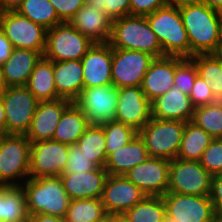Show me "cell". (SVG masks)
<instances>
[{
    "label": "cell",
    "instance_id": "cell-1",
    "mask_svg": "<svg viewBox=\"0 0 222 222\" xmlns=\"http://www.w3.org/2000/svg\"><path fill=\"white\" fill-rule=\"evenodd\" d=\"M190 44V58L211 54L220 43L222 13L202 2L179 6Z\"/></svg>",
    "mask_w": 222,
    "mask_h": 222
},
{
    "label": "cell",
    "instance_id": "cell-2",
    "mask_svg": "<svg viewBox=\"0 0 222 222\" xmlns=\"http://www.w3.org/2000/svg\"><path fill=\"white\" fill-rule=\"evenodd\" d=\"M109 44L112 48L138 50L154 58L163 57L161 44L145 16L127 15L114 19Z\"/></svg>",
    "mask_w": 222,
    "mask_h": 222
},
{
    "label": "cell",
    "instance_id": "cell-3",
    "mask_svg": "<svg viewBox=\"0 0 222 222\" xmlns=\"http://www.w3.org/2000/svg\"><path fill=\"white\" fill-rule=\"evenodd\" d=\"M24 190L29 215L48 214L65 217L70 198L60 177L28 178Z\"/></svg>",
    "mask_w": 222,
    "mask_h": 222
},
{
    "label": "cell",
    "instance_id": "cell-4",
    "mask_svg": "<svg viewBox=\"0 0 222 222\" xmlns=\"http://www.w3.org/2000/svg\"><path fill=\"white\" fill-rule=\"evenodd\" d=\"M145 17L161 44L163 56L190 58V44L178 6L165 5Z\"/></svg>",
    "mask_w": 222,
    "mask_h": 222
},
{
    "label": "cell",
    "instance_id": "cell-5",
    "mask_svg": "<svg viewBox=\"0 0 222 222\" xmlns=\"http://www.w3.org/2000/svg\"><path fill=\"white\" fill-rule=\"evenodd\" d=\"M31 142L26 135L0 138V186H21L29 178Z\"/></svg>",
    "mask_w": 222,
    "mask_h": 222
},
{
    "label": "cell",
    "instance_id": "cell-6",
    "mask_svg": "<svg viewBox=\"0 0 222 222\" xmlns=\"http://www.w3.org/2000/svg\"><path fill=\"white\" fill-rule=\"evenodd\" d=\"M186 122L151 118L138 132L150 157L177 158Z\"/></svg>",
    "mask_w": 222,
    "mask_h": 222
},
{
    "label": "cell",
    "instance_id": "cell-7",
    "mask_svg": "<svg viewBox=\"0 0 222 222\" xmlns=\"http://www.w3.org/2000/svg\"><path fill=\"white\" fill-rule=\"evenodd\" d=\"M93 44L69 22H62L47 30L43 57L51 61L81 60Z\"/></svg>",
    "mask_w": 222,
    "mask_h": 222
},
{
    "label": "cell",
    "instance_id": "cell-8",
    "mask_svg": "<svg viewBox=\"0 0 222 222\" xmlns=\"http://www.w3.org/2000/svg\"><path fill=\"white\" fill-rule=\"evenodd\" d=\"M212 178L200 161L175 158L170 160L167 192L210 196Z\"/></svg>",
    "mask_w": 222,
    "mask_h": 222
},
{
    "label": "cell",
    "instance_id": "cell-9",
    "mask_svg": "<svg viewBox=\"0 0 222 222\" xmlns=\"http://www.w3.org/2000/svg\"><path fill=\"white\" fill-rule=\"evenodd\" d=\"M6 115V134L26 135L39 101L26 86H9L1 96Z\"/></svg>",
    "mask_w": 222,
    "mask_h": 222
},
{
    "label": "cell",
    "instance_id": "cell-10",
    "mask_svg": "<svg viewBox=\"0 0 222 222\" xmlns=\"http://www.w3.org/2000/svg\"><path fill=\"white\" fill-rule=\"evenodd\" d=\"M0 29L14 48L44 53L47 29L20 15L17 11H4Z\"/></svg>",
    "mask_w": 222,
    "mask_h": 222
},
{
    "label": "cell",
    "instance_id": "cell-11",
    "mask_svg": "<svg viewBox=\"0 0 222 222\" xmlns=\"http://www.w3.org/2000/svg\"><path fill=\"white\" fill-rule=\"evenodd\" d=\"M155 58L138 50L112 48V84L117 88L141 86Z\"/></svg>",
    "mask_w": 222,
    "mask_h": 222
},
{
    "label": "cell",
    "instance_id": "cell-12",
    "mask_svg": "<svg viewBox=\"0 0 222 222\" xmlns=\"http://www.w3.org/2000/svg\"><path fill=\"white\" fill-rule=\"evenodd\" d=\"M118 89L113 85L83 88L75 104L84 112L90 125L115 120Z\"/></svg>",
    "mask_w": 222,
    "mask_h": 222
},
{
    "label": "cell",
    "instance_id": "cell-13",
    "mask_svg": "<svg viewBox=\"0 0 222 222\" xmlns=\"http://www.w3.org/2000/svg\"><path fill=\"white\" fill-rule=\"evenodd\" d=\"M69 146L53 140L31 143L29 177H60L68 161Z\"/></svg>",
    "mask_w": 222,
    "mask_h": 222
},
{
    "label": "cell",
    "instance_id": "cell-14",
    "mask_svg": "<svg viewBox=\"0 0 222 222\" xmlns=\"http://www.w3.org/2000/svg\"><path fill=\"white\" fill-rule=\"evenodd\" d=\"M162 198L166 214L175 222H211L216 213L210 196L167 192Z\"/></svg>",
    "mask_w": 222,
    "mask_h": 222
},
{
    "label": "cell",
    "instance_id": "cell-15",
    "mask_svg": "<svg viewBox=\"0 0 222 222\" xmlns=\"http://www.w3.org/2000/svg\"><path fill=\"white\" fill-rule=\"evenodd\" d=\"M170 160L149 157L144 163L129 170L125 176L146 196H163L168 190Z\"/></svg>",
    "mask_w": 222,
    "mask_h": 222
},
{
    "label": "cell",
    "instance_id": "cell-16",
    "mask_svg": "<svg viewBox=\"0 0 222 222\" xmlns=\"http://www.w3.org/2000/svg\"><path fill=\"white\" fill-rule=\"evenodd\" d=\"M152 118L151 101L145 96L141 86L118 89L115 120L140 131Z\"/></svg>",
    "mask_w": 222,
    "mask_h": 222
},
{
    "label": "cell",
    "instance_id": "cell-17",
    "mask_svg": "<svg viewBox=\"0 0 222 222\" xmlns=\"http://www.w3.org/2000/svg\"><path fill=\"white\" fill-rule=\"evenodd\" d=\"M145 197L146 194L125 175H108L101 201L106 213L123 214Z\"/></svg>",
    "mask_w": 222,
    "mask_h": 222
},
{
    "label": "cell",
    "instance_id": "cell-18",
    "mask_svg": "<svg viewBox=\"0 0 222 222\" xmlns=\"http://www.w3.org/2000/svg\"><path fill=\"white\" fill-rule=\"evenodd\" d=\"M81 62L84 88L112 84V47L109 43H94Z\"/></svg>",
    "mask_w": 222,
    "mask_h": 222
},
{
    "label": "cell",
    "instance_id": "cell-19",
    "mask_svg": "<svg viewBox=\"0 0 222 222\" xmlns=\"http://www.w3.org/2000/svg\"><path fill=\"white\" fill-rule=\"evenodd\" d=\"M60 98L53 101H39L26 137L31 143L52 140L63 111L71 104Z\"/></svg>",
    "mask_w": 222,
    "mask_h": 222
},
{
    "label": "cell",
    "instance_id": "cell-20",
    "mask_svg": "<svg viewBox=\"0 0 222 222\" xmlns=\"http://www.w3.org/2000/svg\"><path fill=\"white\" fill-rule=\"evenodd\" d=\"M108 172L104 168L92 171L61 174L60 179L70 200L101 199Z\"/></svg>",
    "mask_w": 222,
    "mask_h": 222
},
{
    "label": "cell",
    "instance_id": "cell-21",
    "mask_svg": "<svg viewBox=\"0 0 222 222\" xmlns=\"http://www.w3.org/2000/svg\"><path fill=\"white\" fill-rule=\"evenodd\" d=\"M194 106L189 96L178 87H171L168 92L151 101V116L156 119L192 121Z\"/></svg>",
    "mask_w": 222,
    "mask_h": 222
},
{
    "label": "cell",
    "instance_id": "cell-22",
    "mask_svg": "<svg viewBox=\"0 0 222 222\" xmlns=\"http://www.w3.org/2000/svg\"><path fill=\"white\" fill-rule=\"evenodd\" d=\"M68 22L93 43L110 41L113 20L96 7L85 4Z\"/></svg>",
    "mask_w": 222,
    "mask_h": 222
},
{
    "label": "cell",
    "instance_id": "cell-23",
    "mask_svg": "<svg viewBox=\"0 0 222 222\" xmlns=\"http://www.w3.org/2000/svg\"><path fill=\"white\" fill-rule=\"evenodd\" d=\"M174 77L175 56L155 58L144 75L142 91L150 101H153L174 86Z\"/></svg>",
    "mask_w": 222,
    "mask_h": 222
},
{
    "label": "cell",
    "instance_id": "cell-24",
    "mask_svg": "<svg viewBox=\"0 0 222 222\" xmlns=\"http://www.w3.org/2000/svg\"><path fill=\"white\" fill-rule=\"evenodd\" d=\"M43 53L29 49L13 48L10 57L1 65L6 87L25 86Z\"/></svg>",
    "mask_w": 222,
    "mask_h": 222
},
{
    "label": "cell",
    "instance_id": "cell-25",
    "mask_svg": "<svg viewBox=\"0 0 222 222\" xmlns=\"http://www.w3.org/2000/svg\"><path fill=\"white\" fill-rule=\"evenodd\" d=\"M57 95L74 102L84 88L81 60L53 61Z\"/></svg>",
    "mask_w": 222,
    "mask_h": 222
},
{
    "label": "cell",
    "instance_id": "cell-26",
    "mask_svg": "<svg viewBox=\"0 0 222 222\" xmlns=\"http://www.w3.org/2000/svg\"><path fill=\"white\" fill-rule=\"evenodd\" d=\"M149 157L144 140L137 134L128 144L107 157L104 169L108 175H125L133 167L144 163Z\"/></svg>",
    "mask_w": 222,
    "mask_h": 222
},
{
    "label": "cell",
    "instance_id": "cell-27",
    "mask_svg": "<svg viewBox=\"0 0 222 222\" xmlns=\"http://www.w3.org/2000/svg\"><path fill=\"white\" fill-rule=\"evenodd\" d=\"M90 126L84 112L72 102L64 111L52 140L68 145L76 144Z\"/></svg>",
    "mask_w": 222,
    "mask_h": 222
},
{
    "label": "cell",
    "instance_id": "cell-28",
    "mask_svg": "<svg viewBox=\"0 0 222 222\" xmlns=\"http://www.w3.org/2000/svg\"><path fill=\"white\" fill-rule=\"evenodd\" d=\"M25 86L38 101L60 99L54 82L53 61L42 57L36 64Z\"/></svg>",
    "mask_w": 222,
    "mask_h": 222
},
{
    "label": "cell",
    "instance_id": "cell-29",
    "mask_svg": "<svg viewBox=\"0 0 222 222\" xmlns=\"http://www.w3.org/2000/svg\"><path fill=\"white\" fill-rule=\"evenodd\" d=\"M24 190L21 186H0V222H28Z\"/></svg>",
    "mask_w": 222,
    "mask_h": 222
},
{
    "label": "cell",
    "instance_id": "cell-30",
    "mask_svg": "<svg viewBox=\"0 0 222 222\" xmlns=\"http://www.w3.org/2000/svg\"><path fill=\"white\" fill-rule=\"evenodd\" d=\"M213 139L204 129L192 121L186 122L177 158L200 161L204 150Z\"/></svg>",
    "mask_w": 222,
    "mask_h": 222
},
{
    "label": "cell",
    "instance_id": "cell-31",
    "mask_svg": "<svg viewBox=\"0 0 222 222\" xmlns=\"http://www.w3.org/2000/svg\"><path fill=\"white\" fill-rule=\"evenodd\" d=\"M105 143L103 128L100 125H90L79 137L76 144L93 164L98 168H104L107 161Z\"/></svg>",
    "mask_w": 222,
    "mask_h": 222
},
{
    "label": "cell",
    "instance_id": "cell-32",
    "mask_svg": "<svg viewBox=\"0 0 222 222\" xmlns=\"http://www.w3.org/2000/svg\"><path fill=\"white\" fill-rule=\"evenodd\" d=\"M16 11L47 30L62 23L49 0H24Z\"/></svg>",
    "mask_w": 222,
    "mask_h": 222
},
{
    "label": "cell",
    "instance_id": "cell-33",
    "mask_svg": "<svg viewBox=\"0 0 222 222\" xmlns=\"http://www.w3.org/2000/svg\"><path fill=\"white\" fill-rule=\"evenodd\" d=\"M123 215L128 222H163L166 207L162 196H146Z\"/></svg>",
    "mask_w": 222,
    "mask_h": 222
},
{
    "label": "cell",
    "instance_id": "cell-34",
    "mask_svg": "<svg viewBox=\"0 0 222 222\" xmlns=\"http://www.w3.org/2000/svg\"><path fill=\"white\" fill-rule=\"evenodd\" d=\"M200 75L209 85L215 100L222 102V63L211 54L192 56Z\"/></svg>",
    "mask_w": 222,
    "mask_h": 222
},
{
    "label": "cell",
    "instance_id": "cell-35",
    "mask_svg": "<svg viewBox=\"0 0 222 222\" xmlns=\"http://www.w3.org/2000/svg\"><path fill=\"white\" fill-rule=\"evenodd\" d=\"M106 214L101 199L70 200L66 222H96Z\"/></svg>",
    "mask_w": 222,
    "mask_h": 222
},
{
    "label": "cell",
    "instance_id": "cell-36",
    "mask_svg": "<svg viewBox=\"0 0 222 222\" xmlns=\"http://www.w3.org/2000/svg\"><path fill=\"white\" fill-rule=\"evenodd\" d=\"M192 122L214 139L222 138V102L195 107Z\"/></svg>",
    "mask_w": 222,
    "mask_h": 222
},
{
    "label": "cell",
    "instance_id": "cell-37",
    "mask_svg": "<svg viewBox=\"0 0 222 222\" xmlns=\"http://www.w3.org/2000/svg\"><path fill=\"white\" fill-rule=\"evenodd\" d=\"M100 126L105 133L107 157L128 144L138 134V131L133 127L116 120L103 123Z\"/></svg>",
    "mask_w": 222,
    "mask_h": 222
},
{
    "label": "cell",
    "instance_id": "cell-38",
    "mask_svg": "<svg viewBox=\"0 0 222 222\" xmlns=\"http://www.w3.org/2000/svg\"><path fill=\"white\" fill-rule=\"evenodd\" d=\"M197 75V67L191 58L175 56V87H178L185 95L190 96Z\"/></svg>",
    "mask_w": 222,
    "mask_h": 222
},
{
    "label": "cell",
    "instance_id": "cell-39",
    "mask_svg": "<svg viewBox=\"0 0 222 222\" xmlns=\"http://www.w3.org/2000/svg\"><path fill=\"white\" fill-rule=\"evenodd\" d=\"M201 165L212 175L222 174V138H215L204 150Z\"/></svg>",
    "mask_w": 222,
    "mask_h": 222
},
{
    "label": "cell",
    "instance_id": "cell-40",
    "mask_svg": "<svg viewBox=\"0 0 222 222\" xmlns=\"http://www.w3.org/2000/svg\"><path fill=\"white\" fill-rule=\"evenodd\" d=\"M67 160L65 170L62 174L83 173L97 168L77 144L69 146Z\"/></svg>",
    "mask_w": 222,
    "mask_h": 222
},
{
    "label": "cell",
    "instance_id": "cell-41",
    "mask_svg": "<svg viewBox=\"0 0 222 222\" xmlns=\"http://www.w3.org/2000/svg\"><path fill=\"white\" fill-rule=\"evenodd\" d=\"M89 7H96L112 20L130 15V0H85Z\"/></svg>",
    "mask_w": 222,
    "mask_h": 222
},
{
    "label": "cell",
    "instance_id": "cell-42",
    "mask_svg": "<svg viewBox=\"0 0 222 222\" xmlns=\"http://www.w3.org/2000/svg\"><path fill=\"white\" fill-rule=\"evenodd\" d=\"M189 97L194 107L217 102L209 85L206 84L200 75H197Z\"/></svg>",
    "mask_w": 222,
    "mask_h": 222
},
{
    "label": "cell",
    "instance_id": "cell-43",
    "mask_svg": "<svg viewBox=\"0 0 222 222\" xmlns=\"http://www.w3.org/2000/svg\"><path fill=\"white\" fill-rule=\"evenodd\" d=\"M62 22H68L85 5V0H49Z\"/></svg>",
    "mask_w": 222,
    "mask_h": 222
},
{
    "label": "cell",
    "instance_id": "cell-44",
    "mask_svg": "<svg viewBox=\"0 0 222 222\" xmlns=\"http://www.w3.org/2000/svg\"><path fill=\"white\" fill-rule=\"evenodd\" d=\"M167 5V0H130V15L146 16Z\"/></svg>",
    "mask_w": 222,
    "mask_h": 222
},
{
    "label": "cell",
    "instance_id": "cell-45",
    "mask_svg": "<svg viewBox=\"0 0 222 222\" xmlns=\"http://www.w3.org/2000/svg\"><path fill=\"white\" fill-rule=\"evenodd\" d=\"M210 199L214 205L215 212L222 214V174L213 176Z\"/></svg>",
    "mask_w": 222,
    "mask_h": 222
},
{
    "label": "cell",
    "instance_id": "cell-46",
    "mask_svg": "<svg viewBox=\"0 0 222 222\" xmlns=\"http://www.w3.org/2000/svg\"><path fill=\"white\" fill-rule=\"evenodd\" d=\"M13 48L12 43L0 29V66L10 57Z\"/></svg>",
    "mask_w": 222,
    "mask_h": 222
},
{
    "label": "cell",
    "instance_id": "cell-47",
    "mask_svg": "<svg viewBox=\"0 0 222 222\" xmlns=\"http://www.w3.org/2000/svg\"><path fill=\"white\" fill-rule=\"evenodd\" d=\"M28 222H66L64 217L52 216L48 214L29 215Z\"/></svg>",
    "mask_w": 222,
    "mask_h": 222
},
{
    "label": "cell",
    "instance_id": "cell-48",
    "mask_svg": "<svg viewBox=\"0 0 222 222\" xmlns=\"http://www.w3.org/2000/svg\"><path fill=\"white\" fill-rule=\"evenodd\" d=\"M24 0H0L4 11H16Z\"/></svg>",
    "mask_w": 222,
    "mask_h": 222
},
{
    "label": "cell",
    "instance_id": "cell-49",
    "mask_svg": "<svg viewBox=\"0 0 222 222\" xmlns=\"http://www.w3.org/2000/svg\"><path fill=\"white\" fill-rule=\"evenodd\" d=\"M0 132L6 134V115L1 96H0Z\"/></svg>",
    "mask_w": 222,
    "mask_h": 222
},
{
    "label": "cell",
    "instance_id": "cell-50",
    "mask_svg": "<svg viewBox=\"0 0 222 222\" xmlns=\"http://www.w3.org/2000/svg\"><path fill=\"white\" fill-rule=\"evenodd\" d=\"M199 2L222 13V0H199Z\"/></svg>",
    "mask_w": 222,
    "mask_h": 222
},
{
    "label": "cell",
    "instance_id": "cell-51",
    "mask_svg": "<svg viewBox=\"0 0 222 222\" xmlns=\"http://www.w3.org/2000/svg\"><path fill=\"white\" fill-rule=\"evenodd\" d=\"M199 0H167V5L181 6L190 3H197Z\"/></svg>",
    "mask_w": 222,
    "mask_h": 222
},
{
    "label": "cell",
    "instance_id": "cell-52",
    "mask_svg": "<svg viewBox=\"0 0 222 222\" xmlns=\"http://www.w3.org/2000/svg\"><path fill=\"white\" fill-rule=\"evenodd\" d=\"M219 62L222 63V44H218L214 51L211 53Z\"/></svg>",
    "mask_w": 222,
    "mask_h": 222
},
{
    "label": "cell",
    "instance_id": "cell-53",
    "mask_svg": "<svg viewBox=\"0 0 222 222\" xmlns=\"http://www.w3.org/2000/svg\"><path fill=\"white\" fill-rule=\"evenodd\" d=\"M111 222H128L123 214H111Z\"/></svg>",
    "mask_w": 222,
    "mask_h": 222
},
{
    "label": "cell",
    "instance_id": "cell-54",
    "mask_svg": "<svg viewBox=\"0 0 222 222\" xmlns=\"http://www.w3.org/2000/svg\"><path fill=\"white\" fill-rule=\"evenodd\" d=\"M5 88H6V86L3 82L2 69H1V66H0V96H2L4 94Z\"/></svg>",
    "mask_w": 222,
    "mask_h": 222
},
{
    "label": "cell",
    "instance_id": "cell-55",
    "mask_svg": "<svg viewBox=\"0 0 222 222\" xmlns=\"http://www.w3.org/2000/svg\"><path fill=\"white\" fill-rule=\"evenodd\" d=\"M96 222H111V214L106 213L104 216H102Z\"/></svg>",
    "mask_w": 222,
    "mask_h": 222
},
{
    "label": "cell",
    "instance_id": "cell-56",
    "mask_svg": "<svg viewBox=\"0 0 222 222\" xmlns=\"http://www.w3.org/2000/svg\"><path fill=\"white\" fill-rule=\"evenodd\" d=\"M211 222H222V214L215 213Z\"/></svg>",
    "mask_w": 222,
    "mask_h": 222
},
{
    "label": "cell",
    "instance_id": "cell-57",
    "mask_svg": "<svg viewBox=\"0 0 222 222\" xmlns=\"http://www.w3.org/2000/svg\"><path fill=\"white\" fill-rule=\"evenodd\" d=\"M163 222H175V219L166 214Z\"/></svg>",
    "mask_w": 222,
    "mask_h": 222
},
{
    "label": "cell",
    "instance_id": "cell-58",
    "mask_svg": "<svg viewBox=\"0 0 222 222\" xmlns=\"http://www.w3.org/2000/svg\"><path fill=\"white\" fill-rule=\"evenodd\" d=\"M3 13H4V10H3L2 6H1V3H0V21L2 19Z\"/></svg>",
    "mask_w": 222,
    "mask_h": 222
},
{
    "label": "cell",
    "instance_id": "cell-59",
    "mask_svg": "<svg viewBox=\"0 0 222 222\" xmlns=\"http://www.w3.org/2000/svg\"><path fill=\"white\" fill-rule=\"evenodd\" d=\"M220 44H222V22H221V30H220Z\"/></svg>",
    "mask_w": 222,
    "mask_h": 222
}]
</instances>
